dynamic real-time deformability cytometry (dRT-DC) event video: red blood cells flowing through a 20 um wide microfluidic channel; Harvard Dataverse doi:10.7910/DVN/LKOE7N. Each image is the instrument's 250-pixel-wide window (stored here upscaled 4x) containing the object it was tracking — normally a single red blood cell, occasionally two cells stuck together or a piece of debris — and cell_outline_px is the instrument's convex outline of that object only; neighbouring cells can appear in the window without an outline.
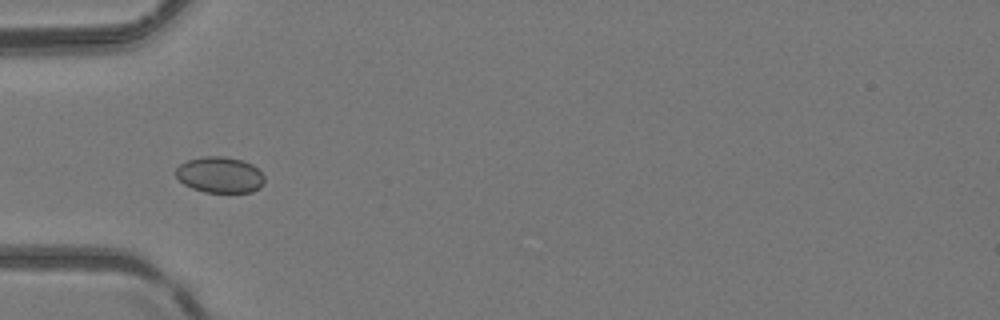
{"species": "common noctule bat (a hibernating species)", "species_latin": "Nyctalus noctula", "temperature_condition": "room temperature", "stored_images_in_passage": 44, "camera_frame_rate_fps": 3000, "um_per_image_px": 0.085, "animal": {"sex": "female", "body_mass_g": 24.6, "forearm_length_mm": 56.2}, "frame": {"image": 1, "passage_image": 11, "time_ms": 3.333, "image_size_px": [1000, 320], "cell_outline_px": [[264, 184], [260, 188], [252, 192], [204, 192], [192, 188], [184, 184], [176, 176], [176, 168], [180, 164], [188, 160], [204, 156], [224, 156], [244, 160], [252, 164], [264, 176]], "centroid_in_image_um": [18.7, 14.86], "position_along_channel_um": 66.3, "area_um2": 18.67}}
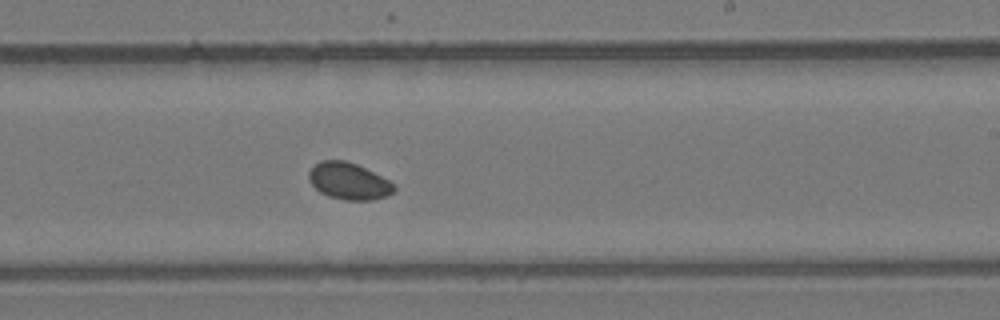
{"frame": {"image": 2, "passage_image": 25, "time_ms": 8.0, "image_size_px": [1000, 320], "cell_outline_px": [[396, 192], [388, 196], [372, 200], [348, 200], [328, 196], [320, 192], [308, 180], [308, 172], [320, 160], [344, 160], [356, 164], [396, 184]], "centroid_in_image_um": [29.67, 15.41], "position_along_channel_um": 259.3, "area_um2": 18.26}}
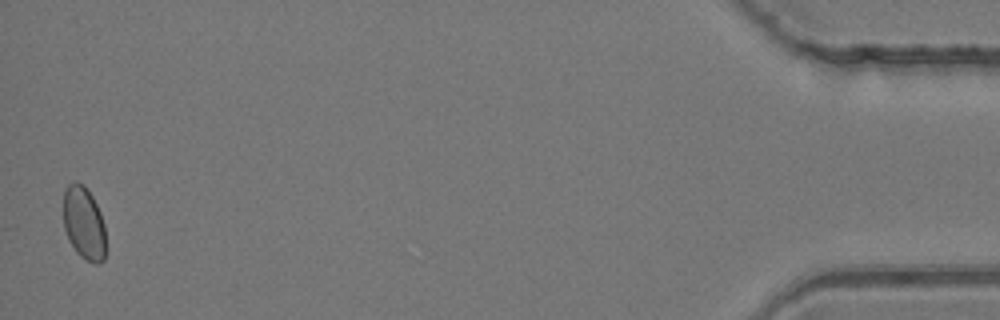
{"frame": {"image": 3, "passage_image": 44, "time_ms": 14.333, "image_size_px": [1000, 320], "cell_outline_px": [[104, 260], [100, 264], [96, 264], [80, 256], [76, 252], [68, 240], [64, 228], [64, 188], [68, 184], [76, 180], [84, 184], [92, 196], [100, 212], [104, 224]], "centroid_in_image_um": [7.11, 18.94], "position_along_channel_um": 428.1, "area_um2": 18.09}, "authors_computed_cell_mechanics": {"area_um2": 18.2937, "velocity_mm_per_s": 4.1448, "shape_relaxation_time_tau1_ms": null, "shape_relaxation_time_tau2_ms": 3.5734, "deformation_change_tau1": null, "deformation_change_tau2": 0.044}}